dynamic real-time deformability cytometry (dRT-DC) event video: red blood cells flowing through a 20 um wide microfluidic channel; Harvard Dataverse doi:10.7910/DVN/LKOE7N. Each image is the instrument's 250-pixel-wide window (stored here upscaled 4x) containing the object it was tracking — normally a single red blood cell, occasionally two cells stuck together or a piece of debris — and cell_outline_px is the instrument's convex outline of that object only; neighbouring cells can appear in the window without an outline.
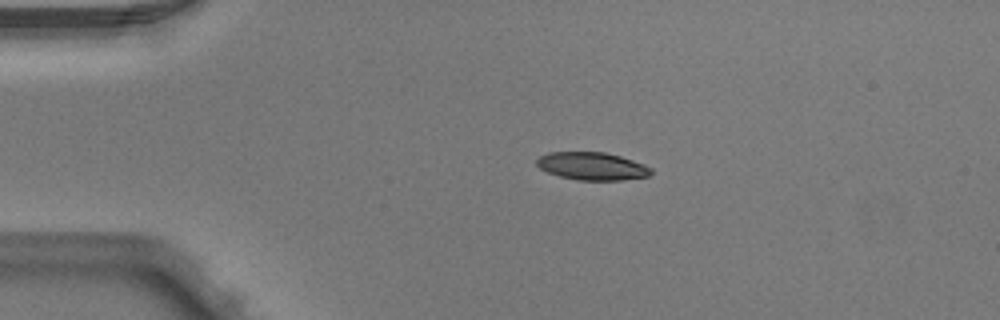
{"species": "Egyptian fruit bat (a non-hibernating species)", "species_latin": "Rousettus aegyptiacus", "temperature_condition": "warm", "stored_images_in_passage": 4, "camera_frame_rate_fps": 3000, "um_per_image_px": 0.085, "animal": {"sex": "male"}, "frame": {"image": 1, "passage_image": 3, "time_ms": 0.667, "image_size_px": [1000, 320], "cell_outline_px": [[652, 172], [648, 176], [620, 180], [576, 180], [560, 176], [548, 172], [540, 168], [536, 164], [536, 160], [540, 156], [548, 152], [604, 152], [620, 156], [644, 164], [652, 168]], "centroid_in_image_um": [50.32, 14.12], "position_along_channel_um": 34.7, "area_um2": 18.44}}